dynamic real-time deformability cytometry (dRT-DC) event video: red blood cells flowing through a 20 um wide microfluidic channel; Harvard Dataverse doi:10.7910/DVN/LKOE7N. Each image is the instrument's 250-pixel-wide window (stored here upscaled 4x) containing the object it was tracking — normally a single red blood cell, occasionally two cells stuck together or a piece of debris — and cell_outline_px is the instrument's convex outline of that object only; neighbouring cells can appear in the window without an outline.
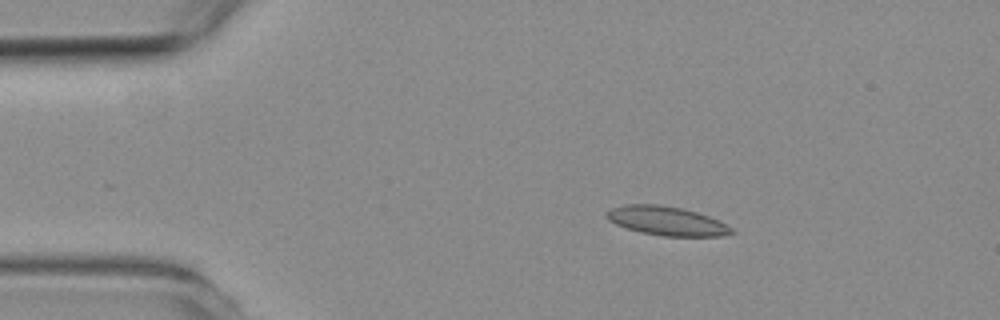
{"species": "common noctule bat (a hibernating species)", "species_latin": "Nyctalus noctula", "temperature_condition": "room temperature", "stored_images_in_passage": 5, "camera_frame_rate_fps": 3000, "um_per_image_px": 0.085, "animal": {"sex": "female", "body_mass_g": 19.3, "forearm_length_mm": 54.1}, "frame": {"image": 1, "passage_image": 2, "time_ms": 1.333, "image_size_px": [1000, 320], "cell_outline_px": [[736, 232], [724, 236], [664, 236], [640, 232], [616, 224], [608, 220], [604, 216], [604, 212], [612, 208], [624, 204], [660, 204], [684, 208], [708, 216], [732, 228]], "centroid_in_image_um": [56.63, 18.77], "position_along_channel_um": 28.4, "area_um2": 21.15}}
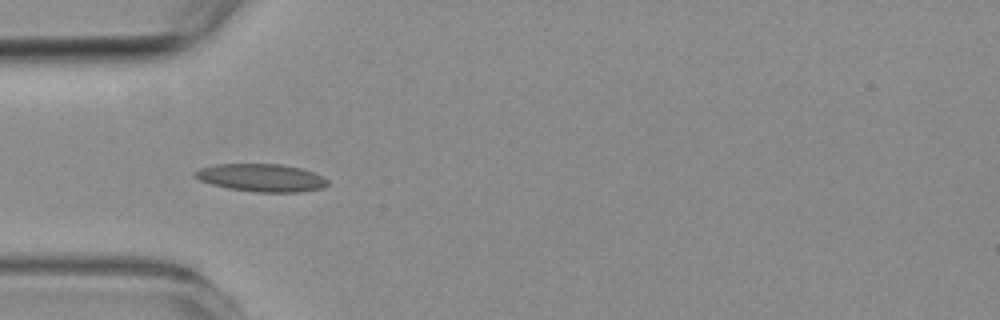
{"frame": {"image": 2, "passage_image": 4, "time_ms": 3.667, "image_size_px": [1000, 320], "cell_outline_px": [[328, 184], [324, 188], [300, 192], [256, 192], [228, 188], [212, 184], [200, 180], [192, 176], [192, 172], [200, 168], [216, 164], [280, 164], [300, 168], [324, 176], [328, 180]], "centroid_in_image_um": [22.22, 15.11], "position_along_channel_um": 62.8, "area_um2": 21.56}}
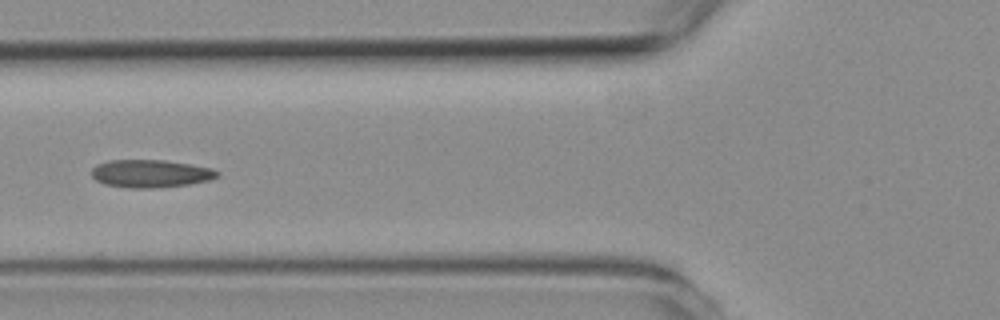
{"frame": {"image": 3, "passage_image": 5, "time_ms": 5.0, "image_size_px": [1000, 320], "cell_outline_px": [[220, 176], [212, 180], [188, 184], [160, 188], [128, 188], [104, 184], [96, 180], [92, 176], [92, 168], [96, 164], [108, 160], [164, 160], [212, 168], [220, 172]], "centroid_in_image_um": [12.81, 14.76], "position_along_channel_um": 113.0, "area_um2": 20.58}}